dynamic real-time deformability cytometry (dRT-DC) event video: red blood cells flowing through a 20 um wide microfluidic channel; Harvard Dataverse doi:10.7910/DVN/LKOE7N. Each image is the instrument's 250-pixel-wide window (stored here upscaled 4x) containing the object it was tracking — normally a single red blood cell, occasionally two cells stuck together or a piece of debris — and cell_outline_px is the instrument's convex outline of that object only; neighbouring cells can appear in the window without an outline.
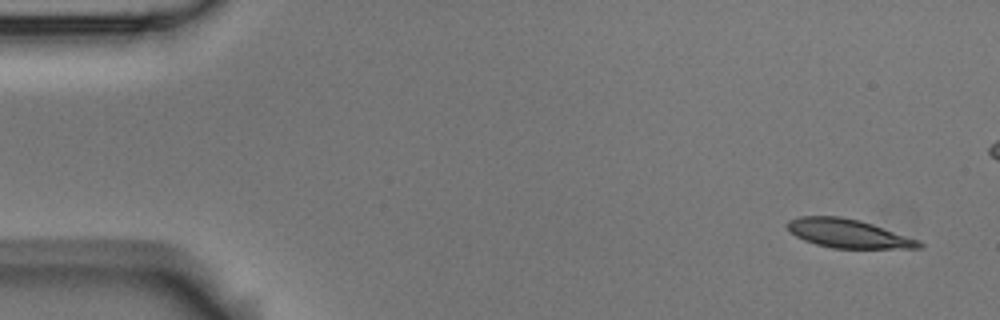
{"species": "Egyptian fruit bat (a non-hibernating species)", "species_latin": "Rousettus aegyptiacus", "temperature_condition": "room temperature", "stored_images_in_passage": 9, "segment_of_instrument_passage": [1, 2], "camera_frame_rate_fps": 3000, "um_per_image_px": 0.085, "animal": {"sex": "male"}, "frame": {"image": 1, "passage_image": 1, "time_ms": 0.0, "image_size_px": [1000, 320], "cell_outline_px": [[924, 248], [832, 248], [816, 244], [804, 240], [796, 236], [784, 224], [788, 220], [800, 216], [840, 216], [860, 220], [920, 240], [924, 244]], "centroid_in_image_um": [72.1, 19.84], "position_along_channel_um": 12.9, "area_um2": 22.02}}
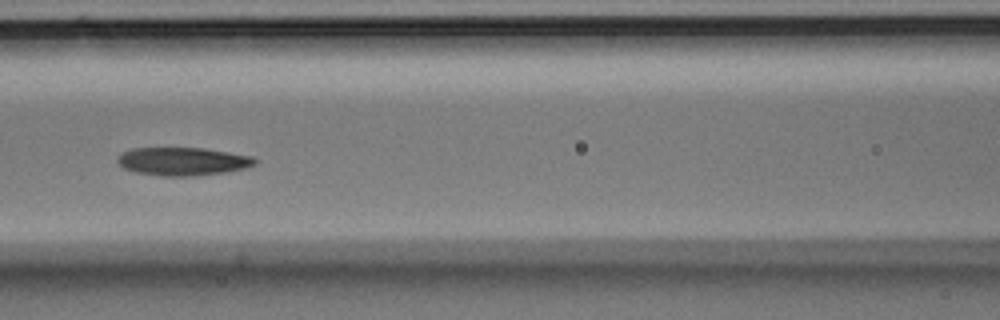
{"frame": {"image": 2, "passage_image": 7, "time_ms": 2.0, "image_size_px": [1000, 320], "cell_outline_px": [[260, 160], [256, 164], [244, 168], [228, 172], [196, 176], [160, 176], [136, 172], [124, 168], [116, 160], [120, 152], [132, 148], [204, 148], [252, 156]], "centroid_in_image_um": [15.55, 13.72], "position_along_channel_um": 151.1, "area_um2": 22.77}}
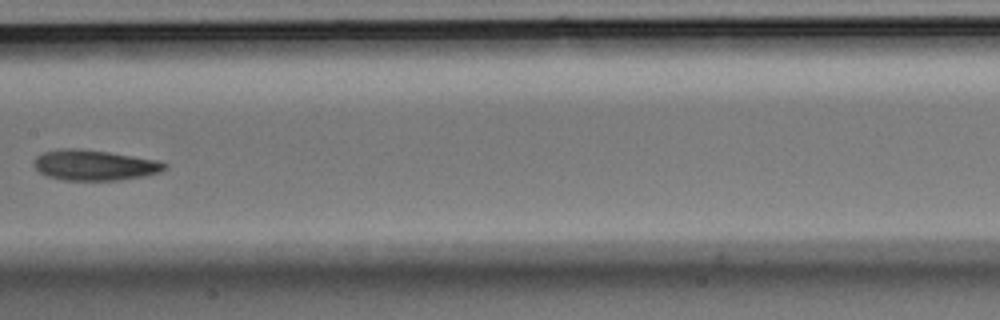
{"frame": {"image": 3, "passage_image": 8, "time_ms": 2.333, "image_size_px": [1000, 320], "cell_outline_px": [[168, 168], [160, 172], [144, 176], [120, 180], [64, 180], [48, 176], [40, 172], [32, 164], [32, 160], [36, 156], [44, 152], [68, 148], [80, 148], [108, 152], [156, 160], [168, 164]], "centroid_in_image_um": [8.03, 14.04], "position_along_channel_um": 199.4, "area_um2": 23.18}}